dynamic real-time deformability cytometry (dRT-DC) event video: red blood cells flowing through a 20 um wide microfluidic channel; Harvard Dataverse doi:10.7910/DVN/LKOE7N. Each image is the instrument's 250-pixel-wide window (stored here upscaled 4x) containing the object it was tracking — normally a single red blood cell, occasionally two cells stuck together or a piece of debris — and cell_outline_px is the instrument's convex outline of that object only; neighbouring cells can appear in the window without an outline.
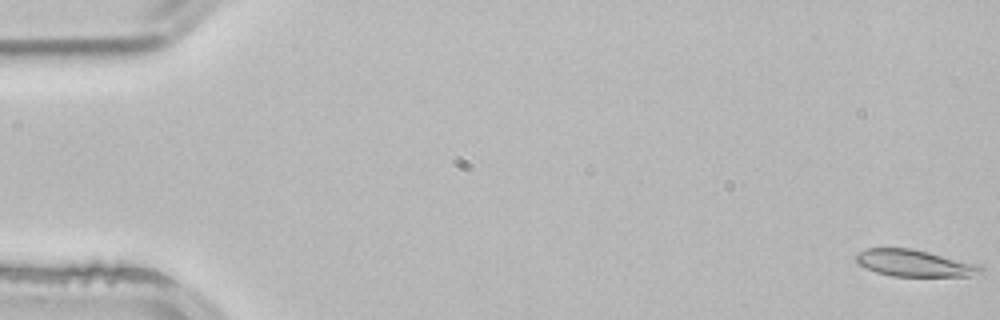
{"species": "common noctule bat (a hibernating species)", "species_latin": "Nyctalus noctula", "temperature_condition": "room temperature", "stored_images_in_passage": 17, "camera_frame_rate_fps": 3000, "um_per_image_px": 0.085, "animal": {"sex": "male", "body_mass_g": 21.5, "forearm_length_mm": 52.0}, "frame": {"image": 1, "passage_image": 1, "time_ms": 0.0, "image_size_px": [1000, 320], "cell_outline_px": [[984, 272], [972, 276], [892, 276], [876, 272], [860, 264], [856, 260], [856, 256], [860, 252], [868, 248], [912, 248], [980, 264], [984, 268]], "centroid_in_image_um": [77.81, 22.37], "position_along_channel_um": 7.2, "area_um2": 19.42}}